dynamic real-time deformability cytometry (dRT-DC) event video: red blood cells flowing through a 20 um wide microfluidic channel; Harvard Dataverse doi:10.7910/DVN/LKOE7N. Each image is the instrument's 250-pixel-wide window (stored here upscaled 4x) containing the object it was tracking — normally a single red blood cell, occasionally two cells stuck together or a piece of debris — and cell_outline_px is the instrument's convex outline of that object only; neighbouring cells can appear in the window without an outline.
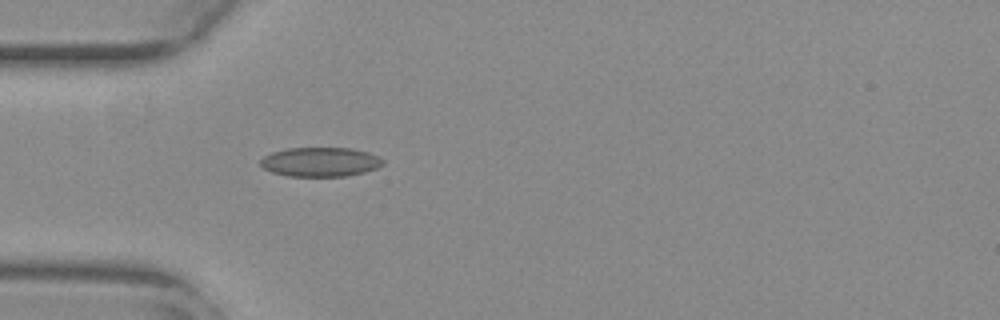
{"species": "common noctule bat (a hibernating species)", "species_latin": "Nyctalus noctula", "temperature_condition": "warm", "stored_images_in_passage": 37, "camera_frame_rate_fps": 3000, "um_per_image_px": 0.085, "animal": {"sex": "female", "body_mass_g": 29.2, "forearm_length_mm": 56.3}, "frame": {"image": 1, "passage_image": 2, "time_ms": 0.333, "image_size_px": [1000, 320], "cell_outline_px": [[384, 164], [376, 168], [364, 172], [348, 176], [288, 176], [272, 172], [264, 168], [260, 164], [260, 160], [264, 156], [272, 152], [288, 148], [352, 148], [368, 152], [384, 160]], "centroid_in_image_um": [27.23, 13.76], "position_along_channel_um": 57.8, "area_um2": 20.87}}
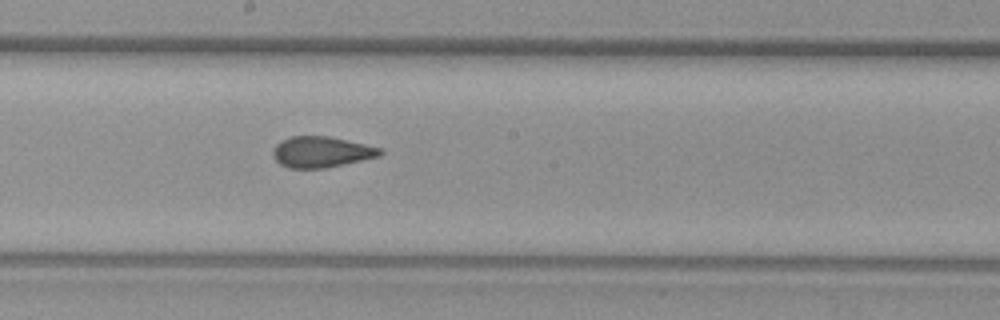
{"frame": {"image": 2, "passage_image": 15, "time_ms": 4.667, "image_size_px": [1000, 320], "cell_outline_px": [[384, 152], [380, 156], [328, 168], [288, 168], [280, 164], [272, 156], [272, 152], [276, 144], [292, 136], [328, 136], [364, 144], [380, 148]], "centroid_in_image_um": [27.31, 12.93], "position_along_channel_um": 220.9, "area_um2": 19.25}}
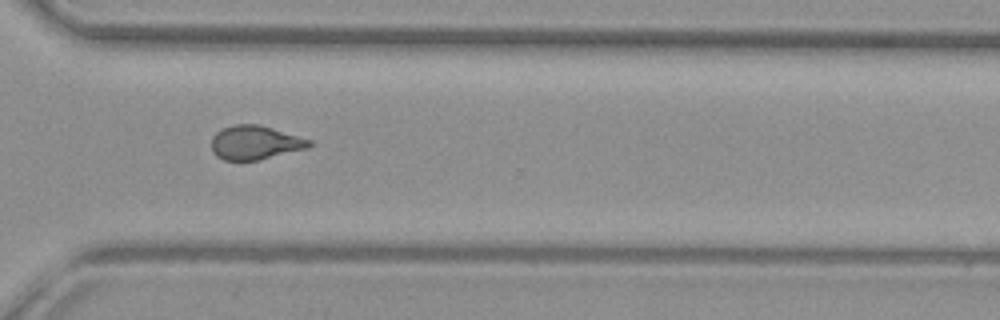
{"frame": {"image": 3, "passage_image": 25, "time_ms": 8.0, "image_size_px": [1000, 320], "cell_outline_px": [[312, 144], [308, 148], [260, 160], [224, 160], [216, 156], [212, 152], [212, 136], [216, 132], [232, 124], [260, 124], [312, 140]], "centroid_in_image_um": [21.69, 12.12], "position_along_channel_um": 348.9, "area_um2": 19.48}, "authors_computed_cell_mechanics": {"area_um2": 19.4786, "velocity_mm_per_s": 3.8447, "shape_relaxation_time_tau1_ms": null, "shape_relaxation_time_tau2_ms": 1.0115, "deformation_change_tau1": null, "deformation_change_tau2": 0.0684}}